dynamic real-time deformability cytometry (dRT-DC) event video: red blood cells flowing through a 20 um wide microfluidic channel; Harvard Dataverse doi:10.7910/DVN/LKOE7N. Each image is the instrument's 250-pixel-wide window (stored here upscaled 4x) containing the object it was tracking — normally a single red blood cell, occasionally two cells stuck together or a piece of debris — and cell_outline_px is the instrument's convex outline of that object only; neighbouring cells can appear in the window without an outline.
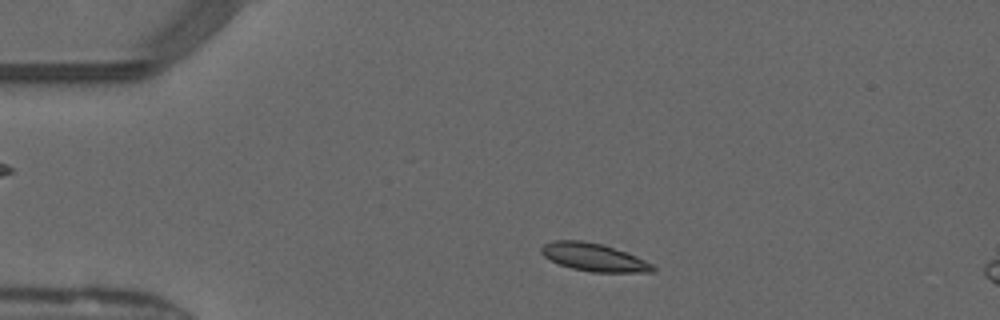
{"species": "common noctule bat (a hibernating species)", "species_latin": "Nyctalus noctula", "temperature_condition": "warm", "stored_images_in_passage": 5, "camera_frame_rate_fps": 3000, "um_per_image_px": 0.085, "animal": {"sex": "male", "forearm_length_mm": 52.5}, "frame": {"image": 1, "passage_image": 1, "time_ms": 0.0, "image_size_px": [1000, 320], "cell_outline_px": [[656, 268], [652, 272], [592, 272], [572, 268], [560, 264], [544, 256], [540, 252], [540, 248], [544, 244], [552, 240], [584, 240], [604, 244], [628, 252], [652, 264]], "centroid_in_image_um": [50.48, 21.85], "position_along_channel_um": 34.5, "area_um2": 18.21}}